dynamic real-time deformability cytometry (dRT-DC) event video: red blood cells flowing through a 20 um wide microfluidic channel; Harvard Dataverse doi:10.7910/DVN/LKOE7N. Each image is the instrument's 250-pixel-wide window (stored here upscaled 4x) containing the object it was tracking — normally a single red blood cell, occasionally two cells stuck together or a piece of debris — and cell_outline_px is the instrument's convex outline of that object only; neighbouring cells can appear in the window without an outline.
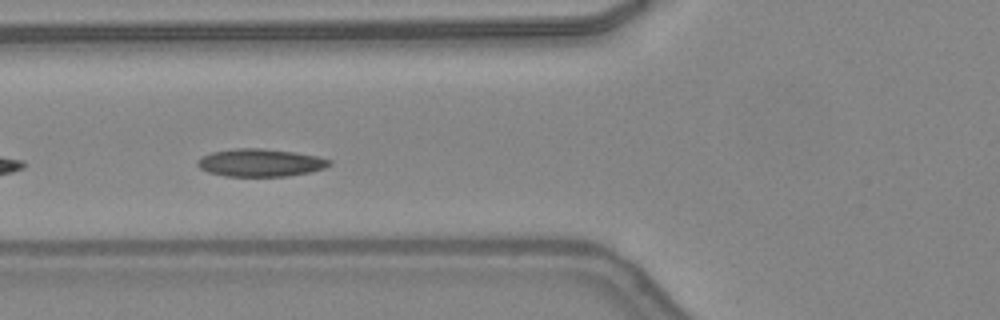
{"species": "common noctule bat (a hibernating species)", "species_latin": "Nyctalus noctula", "temperature_condition": "warm", "stored_images_in_passage": 11, "camera_frame_rate_fps": 3000, "um_per_image_px": 0.085, "animal": {"sex": "female", "body_mass_g": 24.6, "forearm_length_mm": 56.2}, "frame": {"image": 1, "passage_image": 4, "time_ms": 1.0, "image_size_px": [1000, 320], "cell_outline_px": [[332, 164], [324, 168], [308, 172], [288, 176], [224, 176], [208, 172], [200, 168], [196, 164], [196, 160], [200, 156], [212, 152], [236, 148], [260, 148], [296, 152], [316, 156], [332, 160]], "centroid_in_image_um": [22.1, 13.82], "position_along_channel_um": 103.7, "area_um2": 21.39}}
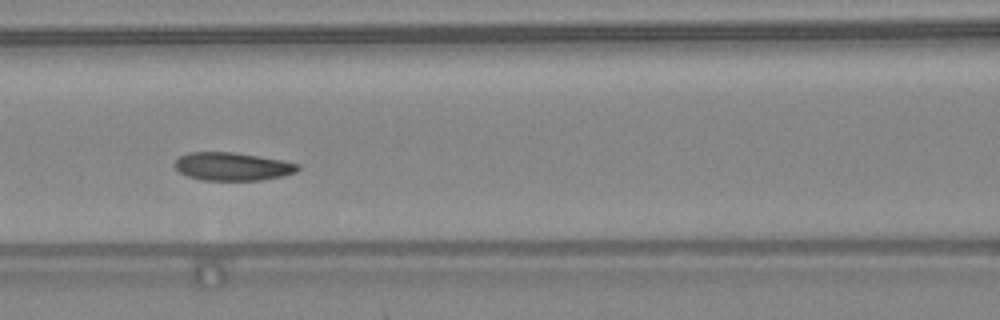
{"frame": {"image": 2, "passage_image": 7, "time_ms": 2.0, "image_size_px": [1000, 320], "cell_outline_px": [[300, 168], [296, 172], [284, 176], [260, 180], [200, 180], [188, 176], [180, 172], [172, 164], [180, 156], [188, 152], [232, 152], [284, 160], [300, 164]], "centroid_in_image_um": [19.77, 14.15], "position_along_channel_um": 146.8, "area_um2": 20.29}}